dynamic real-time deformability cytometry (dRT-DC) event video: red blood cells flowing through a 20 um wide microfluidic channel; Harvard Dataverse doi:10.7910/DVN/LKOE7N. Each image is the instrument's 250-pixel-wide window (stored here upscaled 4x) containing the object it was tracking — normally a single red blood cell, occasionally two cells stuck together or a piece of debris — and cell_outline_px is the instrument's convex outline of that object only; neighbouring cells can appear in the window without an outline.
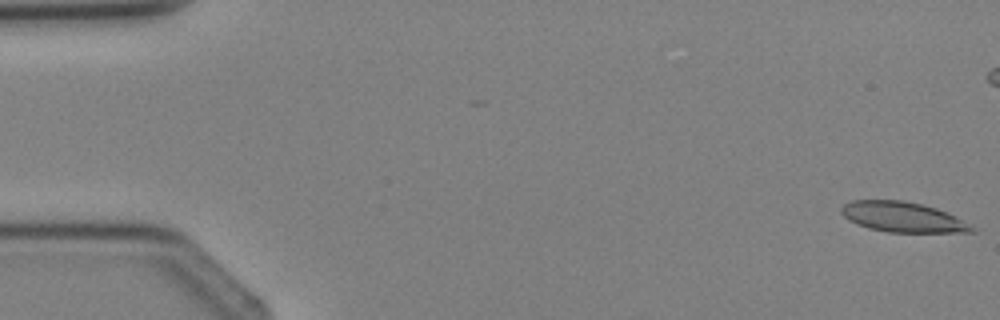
{"species": "Egyptian fruit bat (a non-hibernating species)", "species_latin": "Rousettus aegyptiacus", "temperature_condition": "cold", "stored_images_in_passage": 5, "camera_frame_rate_fps": 3000, "um_per_image_px": 0.085, "animal": {"sex": "female"}, "frame": {"image": 1, "passage_image": 1, "time_ms": 0.0, "image_size_px": [1000, 320], "cell_outline_px": [[976, 232], [888, 232], [868, 228], [856, 224], [848, 220], [840, 212], [840, 208], [844, 204], [852, 200], [904, 200], [936, 208], [948, 212], [972, 224]], "centroid_in_image_um": [76.73, 18.45], "position_along_channel_um": 8.3, "area_um2": 23.12}}